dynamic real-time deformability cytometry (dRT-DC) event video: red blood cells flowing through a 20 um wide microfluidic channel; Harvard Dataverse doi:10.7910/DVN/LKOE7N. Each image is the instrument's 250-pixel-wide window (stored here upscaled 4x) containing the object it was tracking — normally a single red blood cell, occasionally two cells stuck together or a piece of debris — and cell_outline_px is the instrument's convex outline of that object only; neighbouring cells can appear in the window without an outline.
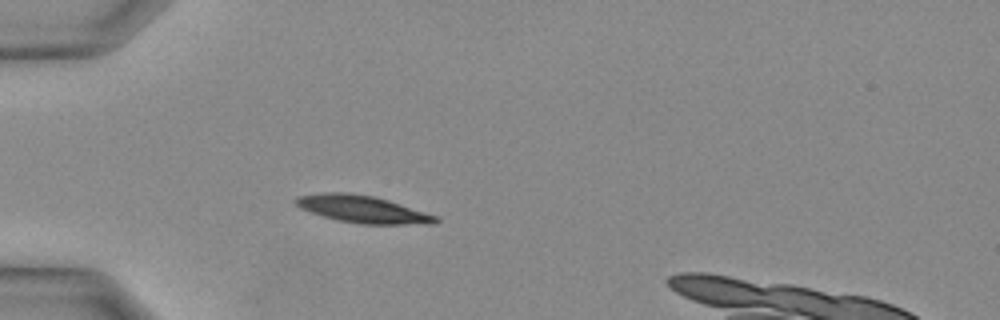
{"species": "Egyptian fruit bat (a non-hibernating species)", "species_latin": "Rousettus aegyptiacus", "temperature_condition": "warm", "stored_images_in_passage": 10, "camera_frame_rate_fps": 3000, "um_per_image_px": 0.085, "animal": {"sex": "female"}, "frame": {"image": 1, "passage_image": 5, "time_ms": 1.333, "image_size_px": [1000, 320], "cell_outline_px": [[440, 220], [436, 224], [360, 224], [340, 220], [324, 216], [300, 208], [296, 204], [296, 196], [320, 192], [348, 192], [376, 196], [436, 216]], "centroid_in_image_um": [30.82, 17.77], "position_along_channel_um": 54.2, "area_um2": 22.08}}
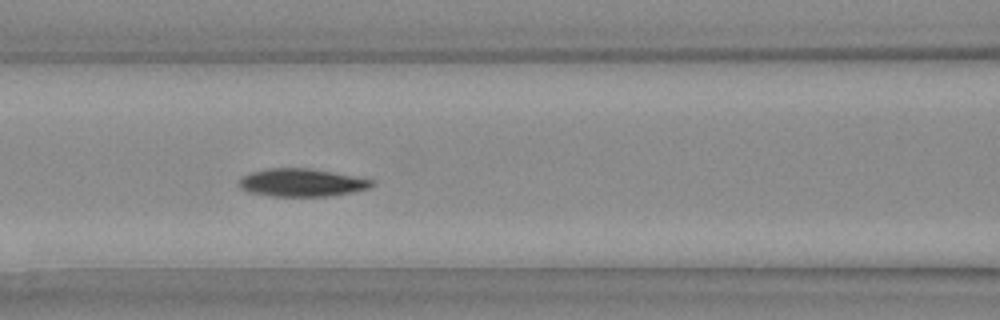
{"frame": {"image": 2, "passage_image": 10, "time_ms": 3.0, "image_size_px": [1000, 320], "cell_outline_px": [[376, 184], [368, 188], [328, 196], [272, 196], [252, 192], [240, 188], [236, 184], [244, 176], [252, 172], [268, 168], [312, 168], [376, 180]], "centroid_in_image_um": [25.66, 15.51], "position_along_channel_um": 140.9, "area_um2": 21.44}}